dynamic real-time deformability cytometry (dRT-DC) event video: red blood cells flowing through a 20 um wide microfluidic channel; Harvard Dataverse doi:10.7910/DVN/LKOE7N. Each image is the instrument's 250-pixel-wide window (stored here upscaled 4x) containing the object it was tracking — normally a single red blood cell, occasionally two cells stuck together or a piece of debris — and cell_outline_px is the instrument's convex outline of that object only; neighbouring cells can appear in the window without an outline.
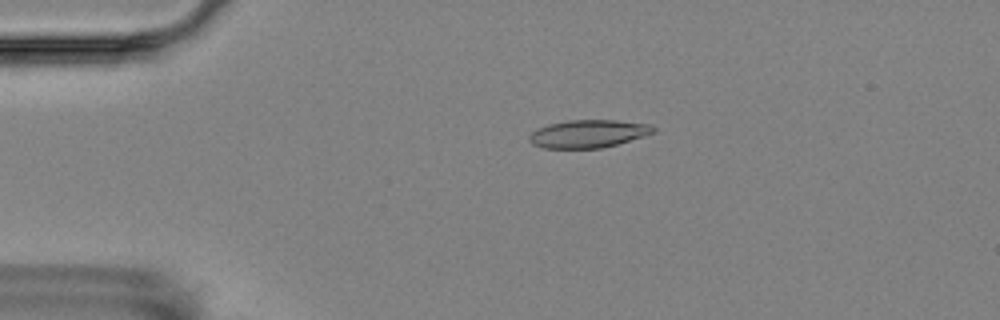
{"species": "Egyptian fruit bat (a non-hibernating species)", "species_latin": "Rousettus aegyptiacus", "temperature_condition": "room temperature", "stored_images_in_passage": 4, "camera_frame_rate_fps": 3000, "um_per_image_px": 0.085, "animal": {"sex": "female"}, "frame": {"image": 1, "passage_image": 3, "time_ms": 3.333, "image_size_px": [1000, 320], "cell_outline_px": [[656, 132], [644, 136], [616, 144], [600, 148], [544, 148], [532, 144], [528, 140], [528, 136], [532, 132], [548, 124], [568, 120], [616, 120], [652, 124], [656, 128]], "centroid_in_image_um": [50.02, 11.36], "position_along_channel_um": 35.0, "area_um2": 20.17}}